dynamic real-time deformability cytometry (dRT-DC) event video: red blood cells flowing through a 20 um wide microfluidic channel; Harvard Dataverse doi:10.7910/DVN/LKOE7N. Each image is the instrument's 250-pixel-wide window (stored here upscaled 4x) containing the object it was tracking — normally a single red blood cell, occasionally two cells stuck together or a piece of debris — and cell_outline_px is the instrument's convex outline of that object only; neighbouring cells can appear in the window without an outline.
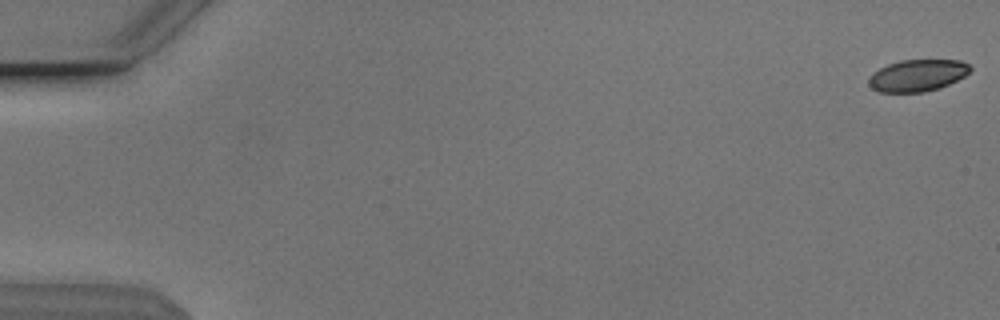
{"species": "Egyptian fruit bat (a non-hibernating species)", "species_latin": "Rousettus aegyptiacus", "temperature_condition": "cold", "stored_images_in_passage": 16, "camera_frame_rate_fps": 3000, "um_per_image_px": 0.085, "animal": {"sex": "male"}, "frame": {"image": 1, "passage_image": 1, "time_ms": 0.0, "image_size_px": [1000, 320], "cell_outline_px": [[972, 68], [964, 76], [940, 88], [924, 92], [876, 92], [868, 84], [868, 76], [872, 72], [888, 64], [900, 60], [960, 60], [968, 64]], "centroid_in_image_um": [77.94, 6.41], "position_along_channel_um": 7.1, "area_um2": 18.9}}